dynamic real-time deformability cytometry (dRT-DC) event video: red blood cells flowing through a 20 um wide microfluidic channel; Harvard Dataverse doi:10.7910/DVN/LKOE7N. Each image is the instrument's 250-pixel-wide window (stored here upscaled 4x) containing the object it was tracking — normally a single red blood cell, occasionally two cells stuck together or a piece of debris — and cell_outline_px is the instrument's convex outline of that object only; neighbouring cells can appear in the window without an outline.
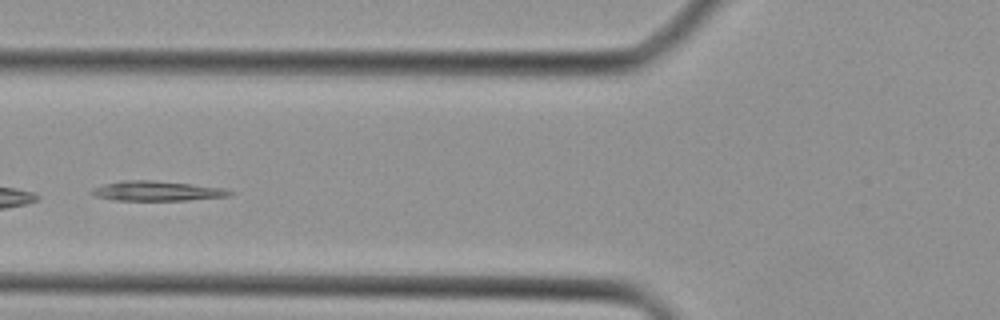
{"species": "Egyptian fruit bat (a non-hibernating species)", "species_latin": "Rousettus aegyptiacus", "temperature_condition": "cold", "stored_images_in_passage": 2, "camera_frame_rate_fps": 3000, "um_per_image_px": 0.085, "animal": {"sex": "female"}, "frame": {"image": 1, "passage_image": 2, "time_ms": 1.333, "image_size_px": [1000, 320], "cell_outline_px": [[232, 192], [228, 196], [188, 200], [116, 200], [96, 196], [88, 192], [92, 188], [104, 184], [124, 180], [152, 180], [192, 184], [224, 188]], "centroid_in_image_um": [13.3, 16.22], "position_along_channel_um": 112.5, "area_um2": 15.78}}